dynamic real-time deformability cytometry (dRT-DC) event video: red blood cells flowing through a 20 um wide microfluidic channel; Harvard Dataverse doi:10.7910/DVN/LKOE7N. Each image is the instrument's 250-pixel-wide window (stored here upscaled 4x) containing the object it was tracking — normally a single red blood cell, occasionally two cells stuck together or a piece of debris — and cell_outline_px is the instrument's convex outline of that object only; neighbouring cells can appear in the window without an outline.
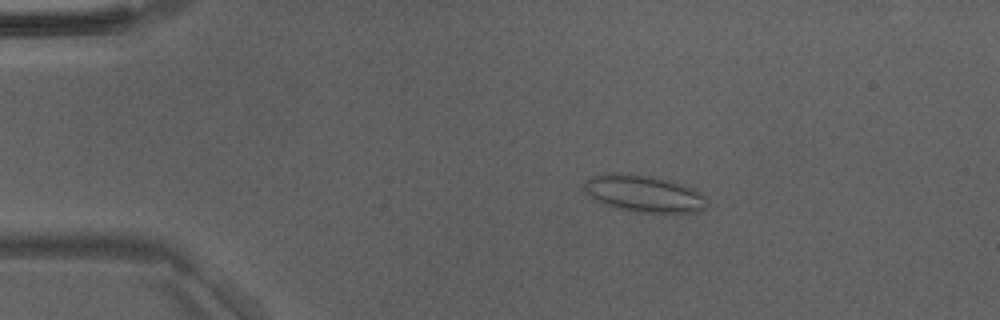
{"species": "Egyptian fruit bat (a non-hibernating species)", "species_latin": "Rousettus aegyptiacus", "temperature_condition": "room temperature", "stored_images_in_passage": 49, "camera_frame_rate_fps": 3000, "um_per_image_px": 0.085, "animal": {"sex": "male"}, "frame": {"image": 1, "passage_image": 9, "time_ms": 2.667, "image_size_px": [1000, 320], "cell_outline_px": [[708, 204], [704, 208], [696, 212], [628, 212], [604, 204], [596, 200], [584, 192], [584, 180], [592, 176], [612, 172], [628, 172], [652, 176], [672, 180], [684, 184], [700, 192], [708, 200]], "centroid_in_image_um": [54.71, 16.43], "position_along_channel_um": 30.3, "area_um2": 26.93}}
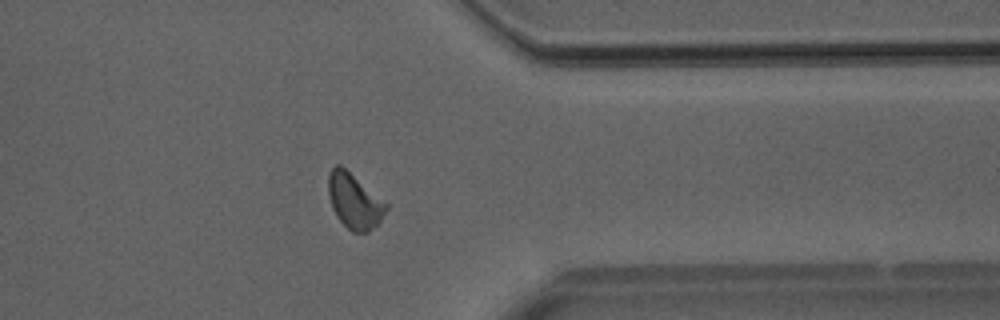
{"frame": {"image": 2, "passage_image": 39, "time_ms": 12.667, "image_size_px": [1000, 320], "cell_outline_px": [[388, 208], [380, 220], [368, 232], [352, 232], [336, 216], [332, 208], [328, 196], [328, 172], [336, 164], [340, 164], [388, 204]], "centroid_in_image_um": [30.09, 17.07], "position_along_channel_um": 381.3, "area_um2": 18.38}}
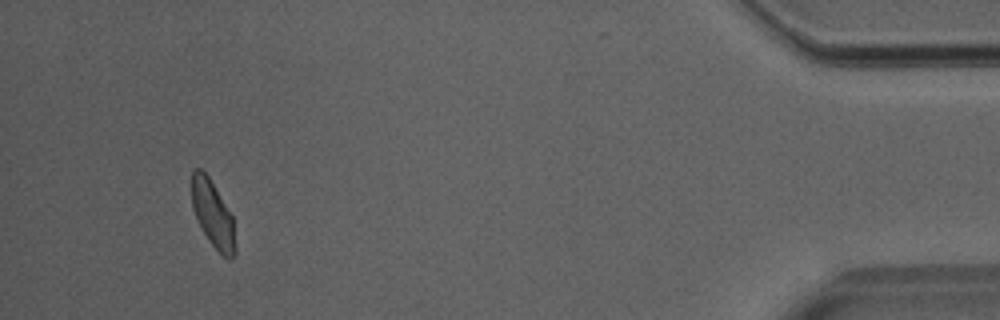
{"frame": {"image": 3, "passage_image": 46, "time_ms": 15.0, "image_size_px": [1000, 320], "cell_outline_px": [[236, 252], [232, 260], [228, 260], [208, 240], [192, 208], [192, 172], [196, 168], [200, 168], [208, 176], [232, 216], [236, 248]], "centroid_in_image_um": [18.1, 18.23], "position_along_channel_um": 417.1, "area_um2": 16.53}}